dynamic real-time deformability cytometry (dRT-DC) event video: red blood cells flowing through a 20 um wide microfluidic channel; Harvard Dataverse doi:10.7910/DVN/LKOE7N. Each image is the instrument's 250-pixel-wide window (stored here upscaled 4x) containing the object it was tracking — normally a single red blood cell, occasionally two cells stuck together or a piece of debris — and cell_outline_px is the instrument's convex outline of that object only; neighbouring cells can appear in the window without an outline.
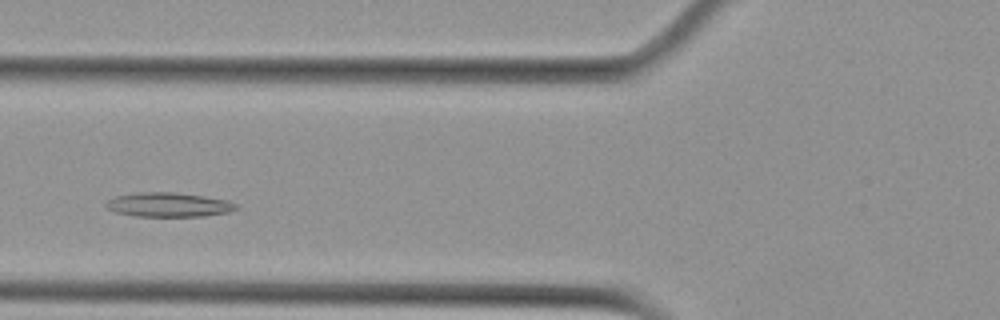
{"species": "Egyptian fruit bat (a non-hibernating species)", "species_latin": "Rousettus aegyptiacus", "temperature_condition": "cold", "stored_images_in_passage": 6, "camera_frame_rate_fps": 3000, "um_per_image_px": 0.085, "animal": {"sex": "female"}, "frame": {"image": 1, "passage_image": 3, "time_ms": 2.333, "image_size_px": [1000, 320], "cell_outline_px": [[240, 208], [228, 212], [204, 216], [136, 216], [116, 212], [108, 208], [104, 204], [108, 200], [116, 196], [140, 192], [172, 192], [228, 200], [240, 204]], "centroid_in_image_um": [14.38, 17.4], "position_along_channel_um": 111.4, "area_um2": 18.32}}
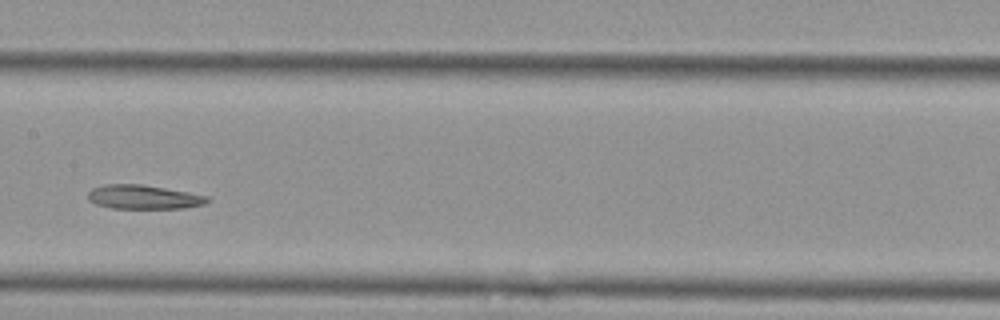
{"frame": {"image": 2, "passage_image": 5, "time_ms": 4.667, "image_size_px": [1000, 320], "cell_outline_px": [[212, 200], [204, 204], [184, 208], [112, 208], [96, 204], [88, 200], [88, 192], [92, 188], [104, 184], [140, 184], [188, 192], [208, 196]], "centroid_in_image_um": [12.2, 16.74], "position_along_channel_um": 195.2, "area_um2": 16.7}}
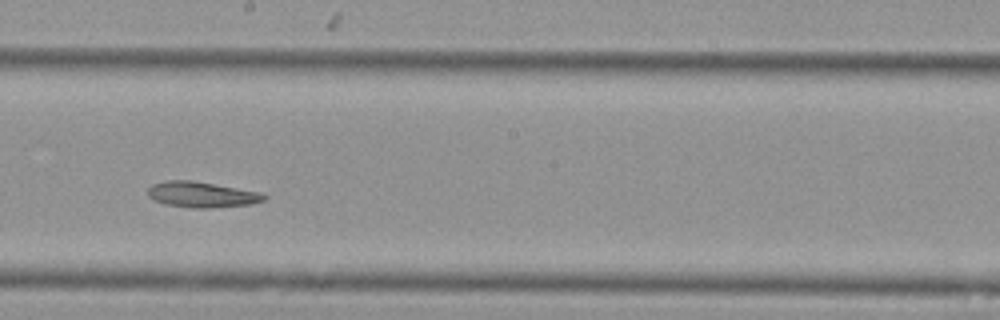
{"frame": {"image": 3, "passage_image": 6, "time_ms": 5.667, "image_size_px": [1000, 320], "cell_outline_px": [[268, 196], [264, 200], [252, 204], [208, 208], [192, 208], [164, 204], [152, 200], [148, 196], [148, 188], [152, 184], [168, 180], [192, 180], [264, 192]], "centroid_in_image_um": [17.17, 16.53], "position_along_channel_um": 231.0, "area_um2": 17.69}}